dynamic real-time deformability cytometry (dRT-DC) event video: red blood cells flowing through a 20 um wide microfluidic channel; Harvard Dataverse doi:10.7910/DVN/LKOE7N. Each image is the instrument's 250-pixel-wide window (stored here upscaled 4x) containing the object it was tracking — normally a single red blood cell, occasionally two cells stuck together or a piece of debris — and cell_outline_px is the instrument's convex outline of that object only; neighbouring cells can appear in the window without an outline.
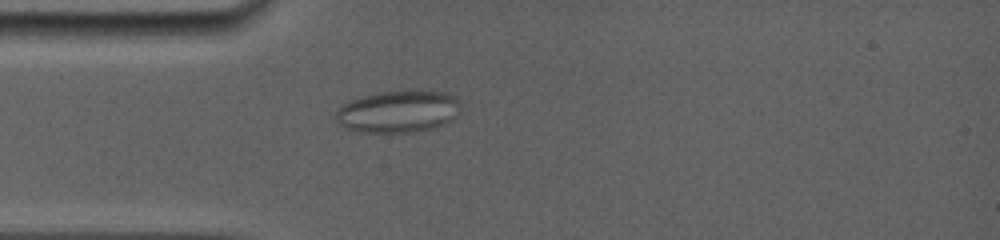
{"species": "common noctule bat (a hibernating species)", "species_latin": "Nyctalus noctula", "temperature_condition": "room temperature", "stored_images_in_passage": 17, "camera_frame_rate_fps": 5000, "um_per_image_px": 0.085, "animal": {"sex": "female", "body_mass_g": 19.0, "forearm_length_mm": 56.7}, "frame": {"image": 1, "passage_image": 5, "time_ms": 4.8, "image_size_px": [1000, 240], "cell_outline_px": [[460, 112], [452, 120], [432, 128], [412, 132], [364, 132], [344, 128], [336, 120], [336, 108], [352, 100], [376, 92], [420, 88], [448, 92], [460, 104]], "centroid_in_image_um": [33.87, 9.44], "position_along_channel_um": 51.1, "area_um2": 31.15}}
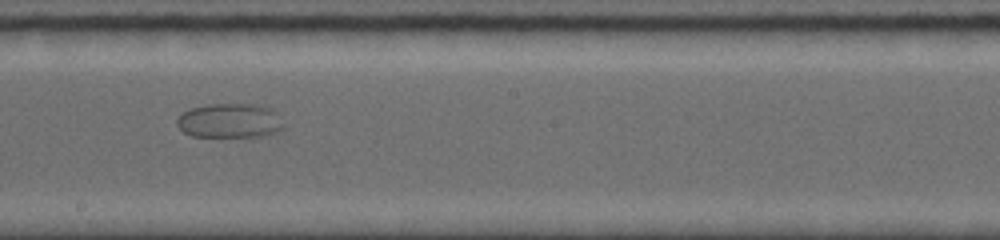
{"frame": {"image": 2, "passage_image": 10, "time_ms": 10.0, "image_size_px": [1000, 240], "cell_outline_px": [[284, 128], [276, 132], [260, 136], [192, 136], [184, 132], [176, 124], [176, 120], [184, 112], [192, 108], [208, 104], [252, 104], [268, 108], [276, 112], [284, 124]], "centroid_in_image_um": [19.53, 10.26], "position_along_channel_um": 228.7, "area_um2": 21.15}}
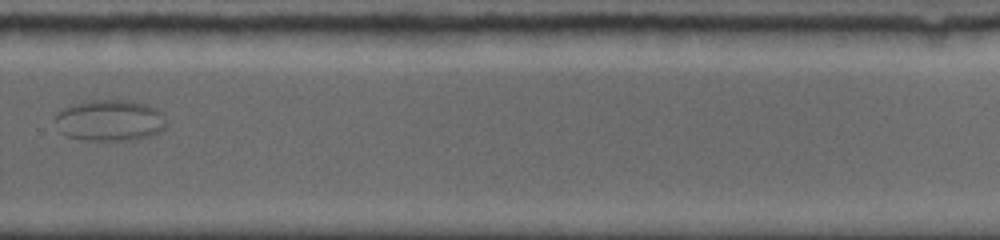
{"frame": {"image": 3, "passage_image": 13, "time_ms": 12.6, "image_size_px": [1000, 240], "cell_outline_px": [[164, 128], [160, 132], [152, 136], [136, 140], [84, 140], [68, 136], [60, 132], [56, 120], [56, 116], [64, 108], [76, 104], [92, 100], [128, 100], [144, 104], [156, 108], [160, 112], [164, 124]], "centroid_in_image_um": [9.35, 10.25], "position_along_channel_um": 320.5, "area_um2": 26.36}}